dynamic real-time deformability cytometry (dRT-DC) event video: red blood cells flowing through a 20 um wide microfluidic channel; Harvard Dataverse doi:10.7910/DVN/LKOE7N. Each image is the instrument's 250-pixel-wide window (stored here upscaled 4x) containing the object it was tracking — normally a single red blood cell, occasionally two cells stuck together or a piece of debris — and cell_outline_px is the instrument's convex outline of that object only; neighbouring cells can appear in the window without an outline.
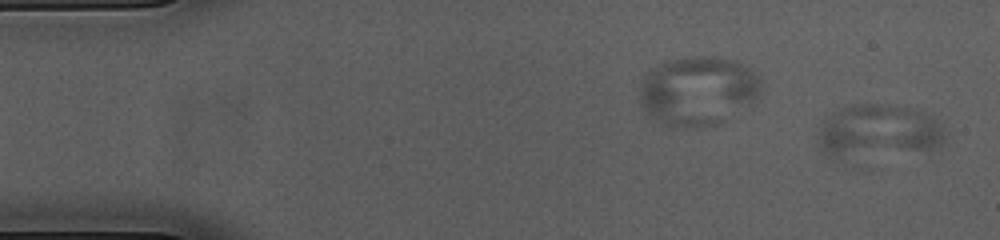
{"species": "common noctule bat (a hibernating species)", "species_latin": "Nyctalus noctula", "temperature_condition": "cold", "stored_images_in_passage": 11, "camera_frame_rate_fps": 3000, "um_per_image_px": 0.085, "animal": {"sex": "female", "body_mass_g": 23.0, "forearm_length_mm": 53.4}, "frame": {"image": 1, "passage_image": 1, "time_ms": 0.0, "image_size_px": [1000, 240], "cell_outline_px": [[948, 144], [932, 148], [848, 160], [824, 160], [816, 152], [816, 144], [820, 120], [840, 108], [856, 104], [888, 104], [920, 108], [932, 116], [948, 132]], "centroid_in_image_um": [74.56, 11.2], "position_along_channel_um": 10.4, "area_um2": 41.96}}